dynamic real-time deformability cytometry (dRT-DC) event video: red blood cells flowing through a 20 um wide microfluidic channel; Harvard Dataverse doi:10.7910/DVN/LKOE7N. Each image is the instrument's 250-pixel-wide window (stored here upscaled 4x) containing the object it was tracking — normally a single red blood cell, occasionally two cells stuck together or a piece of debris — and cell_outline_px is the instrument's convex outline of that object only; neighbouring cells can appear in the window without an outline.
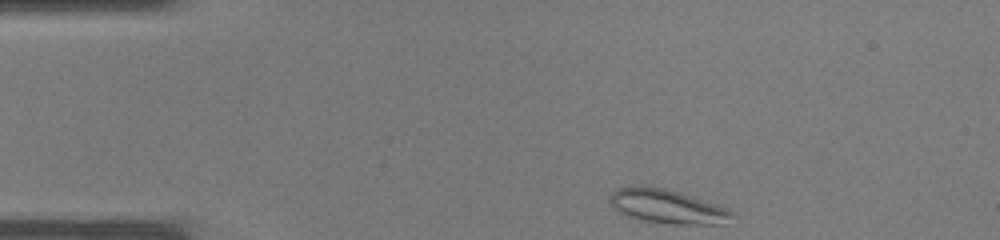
{"species": "common noctule bat (a hibernating species)", "species_latin": "Nyctalus noctula", "temperature_condition": "warm", "stored_images_in_passage": 32, "camera_frame_rate_fps": 3000, "um_per_image_px": 0.085, "animal": {"sex": "male", "body_mass_g": 19.0, "forearm_length_mm": 50.8}, "frame": {"image": 1, "passage_image": 1, "time_ms": 0.0, "image_size_px": [1000, 240], "cell_outline_px": [[736, 216], [724, 224], [676, 224], [640, 220], [628, 216], [612, 208], [608, 200], [608, 196], [612, 192], [620, 188], [636, 184], [644, 184], [664, 188], [680, 192], [728, 208]], "centroid_in_image_um": [56.68, 17.53], "position_along_channel_um": 28.3, "area_um2": 24.62}}
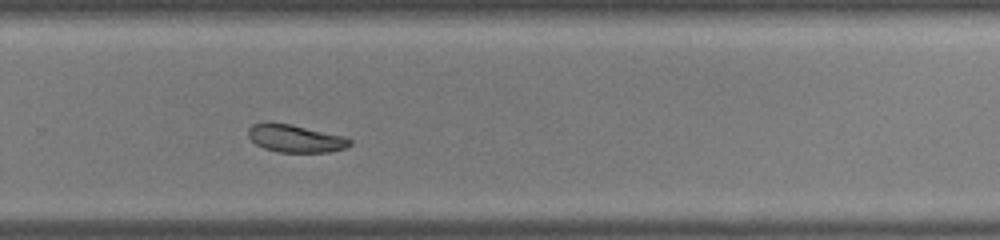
{"frame": {"image": 2, "passage_image": 20, "time_ms": 6.333, "image_size_px": [1000, 240], "cell_outline_px": [[352, 144], [344, 148], [328, 152], [280, 152], [264, 148], [256, 144], [248, 136], [248, 128], [252, 124], [268, 120], [292, 124], [348, 136], [352, 140]], "centroid_in_image_um": [25.11, 11.73], "position_along_channel_um": 304.7, "area_um2": 16.88}}
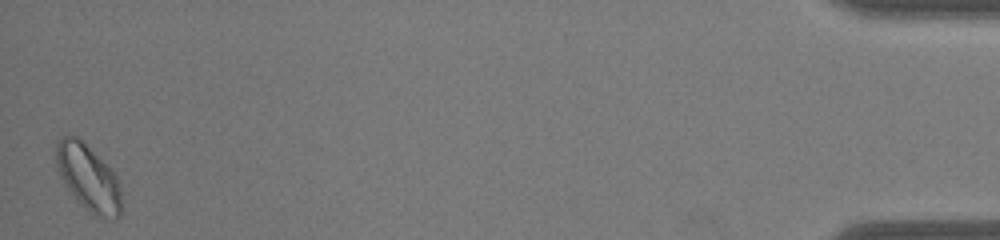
{"frame": {"image": 3, "passage_image": 32, "time_ms": 10.333, "image_size_px": [1000, 240], "cell_outline_px": [[120, 216], [92, 216], [76, 200], [64, 184], [60, 176], [56, 164], [56, 144], [60, 136], [76, 136], [116, 176], [120, 184]], "centroid_in_image_um": [7.45, 15.12], "position_along_channel_um": 427.7, "area_um2": 24.45}}